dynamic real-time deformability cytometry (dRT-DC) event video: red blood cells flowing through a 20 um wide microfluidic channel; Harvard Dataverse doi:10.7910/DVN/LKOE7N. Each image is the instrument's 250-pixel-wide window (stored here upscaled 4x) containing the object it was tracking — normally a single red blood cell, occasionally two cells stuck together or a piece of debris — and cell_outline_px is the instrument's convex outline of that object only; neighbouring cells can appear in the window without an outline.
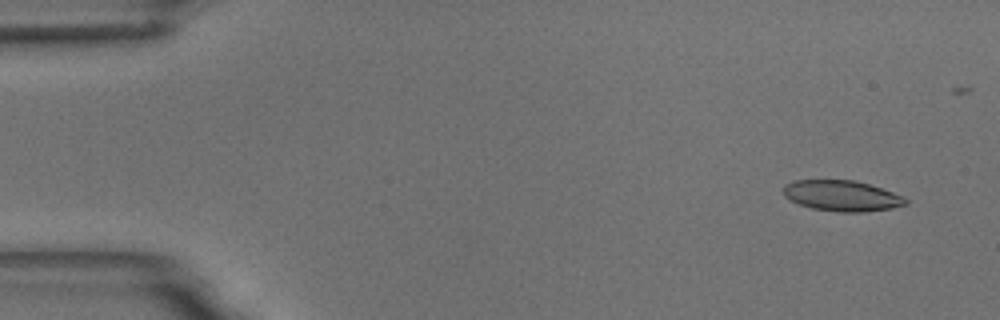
{"species": "common noctule bat (a hibernating species)", "species_latin": "Nyctalus noctula", "temperature_condition": "room temperature", "stored_images_in_passage": 48, "camera_frame_rate_fps": 3000, "um_per_image_px": 0.085, "animal": {"sex": "male", "body_mass_g": 18.8}, "frame": {"image": 1, "passage_image": 1, "time_ms": 0.0, "image_size_px": [1000, 320], "cell_outline_px": [[908, 204], [892, 208], [864, 212], [840, 212], [812, 208], [788, 200], [784, 196], [784, 184], [796, 180], [856, 180], [892, 192], [908, 200]], "centroid_in_image_um": [71.53, 16.64], "position_along_channel_um": 13.5, "area_um2": 21.79}}
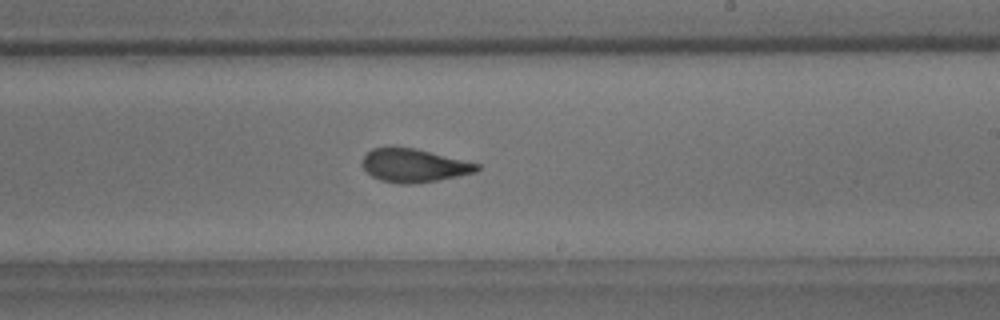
{"frame": {"image": 2, "passage_image": 32, "time_ms": 10.333, "image_size_px": [1000, 320], "cell_outline_px": [[480, 168], [476, 172], [436, 180], [412, 184], [400, 184], [380, 180], [372, 176], [364, 168], [364, 156], [372, 148], [388, 144], [416, 148], [480, 164]], "centroid_in_image_um": [35.16, 14.03], "position_along_channel_um": 253.8, "area_um2": 22.48}}
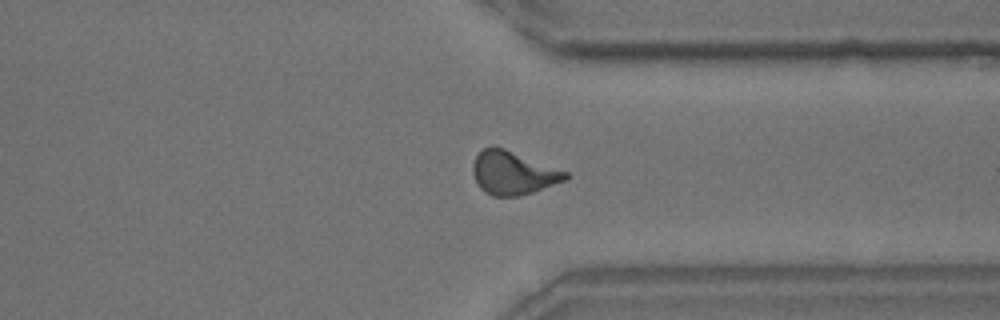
{"frame": {"image": 3, "passage_image": 42, "time_ms": 13.667, "image_size_px": [1000, 320], "cell_outline_px": [[568, 176], [564, 180], [532, 192], [520, 196], [492, 196], [484, 192], [480, 188], [472, 172], [472, 164], [476, 156], [484, 148], [504, 148], [568, 172]], "centroid_in_image_um": [43.58, 14.71], "position_along_channel_um": 367.8, "area_um2": 22.95}}